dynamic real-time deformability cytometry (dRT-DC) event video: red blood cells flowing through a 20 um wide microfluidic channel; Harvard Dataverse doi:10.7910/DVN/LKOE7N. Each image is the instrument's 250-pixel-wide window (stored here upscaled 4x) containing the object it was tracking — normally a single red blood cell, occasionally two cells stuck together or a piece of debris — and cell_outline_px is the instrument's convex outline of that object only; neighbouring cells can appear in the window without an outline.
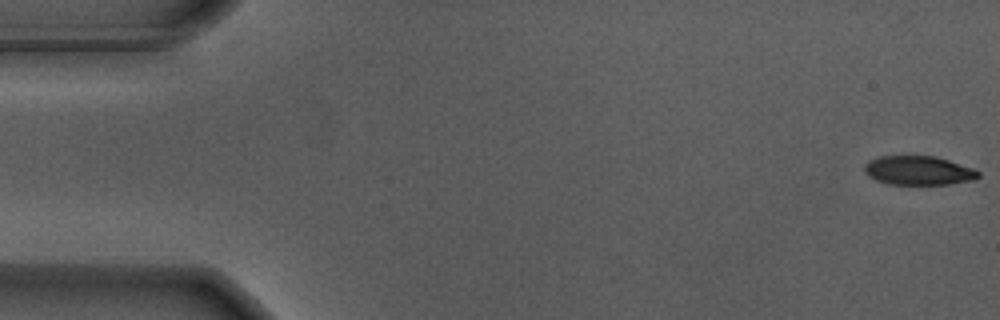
{"species": "Egyptian fruit bat (a non-hibernating species)", "species_latin": "Rousettus aegyptiacus", "temperature_condition": "warm", "stored_images_in_passage": 9, "camera_frame_rate_fps": 3000, "um_per_image_px": 0.085, "animal": {"sex": "male"}, "frame": {"image": 1, "passage_image": 1, "time_ms": 0.0, "image_size_px": [1000, 320], "cell_outline_px": [[980, 176], [976, 180], [948, 184], [888, 184], [876, 180], [868, 176], [864, 172], [864, 164], [868, 160], [880, 156], [936, 156], [972, 168], [980, 172]], "centroid_in_image_um": [78.06, 14.49], "position_along_channel_um": 6.9, "area_um2": 19.36}}